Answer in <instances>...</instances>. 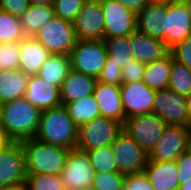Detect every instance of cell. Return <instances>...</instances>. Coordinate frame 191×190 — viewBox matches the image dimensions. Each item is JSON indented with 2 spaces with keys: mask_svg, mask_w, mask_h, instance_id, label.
<instances>
[{
  "mask_svg": "<svg viewBox=\"0 0 191 190\" xmlns=\"http://www.w3.org/2000/svg\"><path fill=\"white\" fill-rule=\"evenodd\" d=\"M54 16L53 4L30 5L20 23L26 36H35Z\"/></svg>",
  "mask_w": 191,
  "mask_h": 190,
  "instance_id": "obj_27",
  "label": "cell"
},
{
  "mask_svg": "<svg viewBox=\"0 0 191 190\" xmlns=\"http://www.w3.org/2000/svg\"><path fill=\"white\" fill-rule=\"evenodd\" d=\"M27 190H67L59 175L27 173Z\"/></svg>",
  "mask_w": 191,
  "mask_h": 190,
  "instance_id": "obj_33",
  "label": "cell"
},
{
  "mask_svg": "<svg viewBox=\"0 0 191 190\" xmlns=\"http://www.w3.org/2000/svg\"><path fill=\"white\" fill-rule=\"evenodd\" d=\"M150 3H162V4H168L176 0H148Z\"/></svg>",
  "mask_w": 191,
  "mask_h": 190,
  "instance_id": "obj_49",
  "label": "cell"
},
{
  "mask_svg": "<svg viewBox=\"0 0 191 190\" xmlns=\"http://www.w3.org/2000/svg\"><path fill=\"white\" fill-rule=\"evenodd\" d=\"M9 141L6 139V137L3 134V131L0 129V149L5 146Z\"/></svg>",
  "mask_w": 191,
  "mask_h": 190,
  "instance_id": "obj_47",
  "label": "cell"
},
{
  "mask_svg": "<svg viewBox=\"0 0 191 190\" xmlns=\"http://www.w3.org/2000/svg\"><path fill=\"white\" fill-rule=\"evenodd\" d=\"M25 98L41 111L61 106L60 89L41 79L37 74L29 75Z\"/></svg>",
  "mask_w": 191,
  "mask_h": 190,
  "instance_id": "obj_18",
  "label": "cell"
},
{
  "mask_svg": "<svg viewBox=\"0 0 191 190\" xmlns=\"http://www.w3.org/2000/svg\"><path fill=\"white\" fill-rule=\"evenodd\" d=\"M96 82L97 78L70 69L60 87L61 104L64 106L67 103L92 95Z\"/></svg>",
  "mask_w": 191,
  "mask_h": 190,
  "instance_id": "obj_23",
  "label": "cell"
},
{
  "mask_svg": "<svg viewBox=\"0 0 191 190\" xmlns=\"http://www.w3.org/2000/svg\"><path fill=\"white\" fill-rule=\"evenodd\" d=\"M19 70L27 75H36L51 53L34 36L19 41Z\"/></svg>",
  "mask_w": 191,
  "mask_h": 190,
  "instance_id": "obj_20",
  "label": "cell"
},
{
  "mask_svg": "<svg viewBox=\"0 0 191 190\" xmlns=\"http://www.w3.org/2000/svg\"><path fill=\"white\" fill-rule=\"evenodd\" d=\"M41 110L25 97L2 103L1 130L8 141L21 142L34 138Z\"/></svg>",
  "mask_w": 191,
  "mask_h": 190,
  "instance_id": "obj_1",
  "label": "cell"
},
{
  "mask_svg": "<svg viewBox=\"0 0 191 190\" xmlns=\"http://www.w3.org/2000/svg\"><path fill=\"white\" fill-rule=\"evenodd\" d=\"M173 57L169 52L162 59L147 63L143 75V82L154 90L166 89L169 85Z\"/></svg>",
  "mask_w": 191,
  "mask_h": 190,
  "instance_id": "obj_25",
  "label": "cell"
},
{
  "mask_svg": "<svg viewBox=\"0 0 191 190\" xmlns=\"http://www.w3.org/2000/svg\"><path fill=\"white\" fill-rule=\"evenodd\" d=\"M185 98H186V104H187V114L189 117V122L191 123V93Z\"/></svg>",
  "mask_w": 191,
  "mask_h": 190,
  "instance_id": "obj_46",
  "label": "cell"
},
{
  "mask_svg": "<svg viewBox=\"0 0 191 190\" xmlns=\"http://www.w3.org/2000/svg\"><path fill=\"white\" fill-rule=\"evenodd\" d=\"M19 42L0 43V70L19 69Z\"/></svg>",
  "mask_w": 191,
  "mask_h": 190,
  "instance_id": "obj_35",
  "label": "cell"
},
{
  "mask_svg": "<svg viewBox=\"0 0 191 190\" xmlns=\"http://www.w3.org/2000/svg\"><path fill=\"white\" fill-rule=\"evenodd\" d=\"M126 8L134 11L136 14L141 11L148 3V0H117Z\"/></svg>",
  "mask_w": 191,
  "mask_h": 190,
  "instance_id": "obj_43",
  "label": "cell"
},
{
  "mask_svg": "<svg viewBox=\"0 0 191 190\" xmlns=\"http://www.w3.org/2000/svg\"><path fill=\"white\" fill-rule=\"evenodd\" d=\"M96 173L118 172L115 155L110 145L87 151Z\"/></svg>",
  "mask_w": 191,
  "mask_h": 190,
  "instance_id": "obj_32",
  "label": "cell"
},
{
  "mask_svg": "<svg viewBox=\"0 0 191 190\" xmlns=\"http://www.w3.org/2000/svg\"><path fill=\"white\" fill-rule=\"evenodd\" d=\"M152 113L158 115L167 125L191 128L186 98L168 88L157 90Z\"/></svg>",
  "mask_w": 191,
  "mask_h": 190,
  "instance_id": "obj_10",
  "label": "cell"
},
{
  "mask_svg": "<svg viewBox=\"0 0 191 190\" xmlns=\"http://www.w3.org/2000/svg\"><path fill=\"white\" fill-rule=\"evenodd\" d=\"M167 124L158 115L148 113L126 118L123 131L149 154L160 139Z\"/></svg>",
  "mask_w": 191,
  "mask_h": 190,
  "instance_id": "obj_7",
  "label": "cell"
},
{
  "mask_svg": "<svg viewBox=\"0 0 191 190\" xmlns=\"http://www.w3.org/2000/svg\"><path fill=\"white\" fill-rule=\"evenodd\" d=\"M95 174L87 152L77 148L69 150L66 164L60 174L67 190L91 189Z\"/></svg>",
  "mask_w": 191,
  "mask_h": 190,
  "instance_id": "obj_8",
  "label": "cell"
},
{
  "mask_svg": "<svg viewBox=\"0 0 191 190\" xmlns=\"http://www.w3.org/2000/svg\"><path fill=\"white\" fill-rule=\"evenodd\" d=\"M93 95L97 101L101 117L115 119L123 124L125 113L121 100L120 86L97 81Z\"/></svg>",
  "mask_w": 191,
  "mask_h": 190,
  "instance_id": "obj_19",
  "label": "cell"
},
{
  "mask_svg": "<svg viewBox=\"0 0 191 190\" xmlns=\"http://www.w3.org/2000/svg\"><path fill=\"white\" fill-rule=\"evenodd\" d=\"M30 6L28 0H0V9L20 18Z\"/></svg>",
  "mask_w": 191,
  "mask_h": 190,
  "instance_id": "obj_42",
  "label": "cell"
},
{
  "mask_svg": "<svg viewBox=\"0 0 191 190\" xmlns=\"http://www.w3.org/2000/svg\"><path fill=\"white\" fill-rule=\"evenodd\" d=\"M1 190H27L25 183L3 187Z\"/></svg>",
  "mask_w": 191,
  "mask_h": 190,
  "instance_id": "obj_44",
  "label": "cell"
},
{
  "mask_svg": "<svg viewBox=\"0 0 191 190\" xmlns=\"http://www.w3.org/2000/svg\"><path fill=\"white\" fill-rule=\"evenodd\" d=\"M104 14V38L130 35L137 27V14L117 0H101Z\"/></svg>",
  "mask_w": 191,
  "mask_h": 190,
  "instance_id": "obj_11",
  "label": "cell"
},
{
  "mask_svg": "<svg viewBox=\"0 0 191 190\" xmlns=\"http://www.w3.org/2000/svg\"><path fill=\"white\" fill-rule=\"evenodd\" d=\"M146 64L133 59L122 69V84L134 81H142Z\"/></svg>",
  "mask_w": 191,
  "mask_h": 190,
  "instance_id": "obj_39",
  "label": "cell"
},
{
  "mask_svg": "<svg viewBox=\"0 0 191 190\" xmlns=\"http://www.w3.org/2000/svg\"><path fill=\"white\" fill-rule=\"evenodd\" d=\"M27 171L21 142L9 141L0 149V184L3 187L23 184Z\"/></svg>",
  "mask_w": 191,
  "mask_h": 190,
  "instance_id": "obj_13",
  "label": "cell"
},
{
  "mask_svg": "<svg viewBox=\"0 0 191 190\" xmlns=\"http://www.w3.org/2000/svg\"><path fill=\"white\" fill-rule=\"evenodd\" d=\"M104 42L108 55L105 63H114L123 69L134 59L129 44V35L104 38Z\"/></svg>",
  "mask_w": 191,
  "mask_h": 190,
  "instance_id": "obj_29",
  "label": "cell"
},
{
  "mask_svg": "<svg viewBox=\"0 0 191 190\" xmlns=\"http://www.w3.org/2000/svg\"><path fill=\"white\" fill-rule=\"evenodd\" d=\"M125 177L120 172L96 173L91 190H123Z\"/></svg>",
  "mask_w": 191,
  "mask_h": 190,
  "instance_id": "obj_34",
  "label": "cell"
},
{
  "mask_svg": "<svg viewBox=\"0 0 191 190\" xmlns=\"http://www.w3.org/2000/svg\"><path fill=\"white\" fill-rule=\"evenodd\" d=\"M191 36V19L185 2L176 0L166 4L164 44L170 49Z\"/></svg>",
  "mask_w": 191,
  "mask_h": 190,
  "instance_id": "obj_16",
  "label": "cell"
},
{
  "mask_svg": "<svg viewBox=\"0 0 191 190\" xmlns=\"http://www.w3.org/2000/svg\"><path fill=\"white\" fill-rule=\"evenodd\" d=\"M188 151H189V153H191V132H190V137H189V141H188Z\"/></svg>",
  "mask_w": 191,
  "mask_h": 190,
  "instance_id": "obj_51",
  "label": "cell"
},
{
  "mask_svg": "<svg viewBox=\"0 0 191 190\" xmlns=\"http://www.w3.org/2000/svg\"><path fill=\"white\" fill-rule=\"evenodd\" d=\"M73 122L81 125L100 117V111L94 95H89L81 100H76L64 105Z\"/></svg>",
  "mask_w": 191,
  "mask_h": 190,
  "instance_id": "obj_28",
  "label": "cell"
},
{
  "mask_svg": "<svg viewBox=\"0 0 191 190\" xmlns=\"http://www.w3.org/2000/svg\"><path fill=\"white\" fill-rule=\"evenodd\" d=\"M107 56L104 40H77L69 54L71 69L98 78Z\"/></svg>",
  "mask_w": 191,
  "mask_h": 190,
  "instance_id": "obj_5",
  "label": "cell"
},
{
  "mask_svg": "<svg viewBox=\"0 0 191 190\" xmlns=\"http://www.w3.org/2000/svg\"><path fill=\"white\" fill-rule=\"evenodd\" d=\"M121 100L125 119L152 113L157 90L151 89L143 81L120 85Z\"/></svg>",
  "mask_w": 191,
  "mask_h": 190,
  "instance_id": "obj_15",
  "label": "cell"
},
{
  "mask_svg": "<svg viewBox=\"0 0 191 190\" xmlns=\"http://www.w3.org/2000/svg\"><path fill=\"white\" fill-rule=\"evenodd\" d=\"M25 37L20 18L0 9V43L19 42Z\"/></svg>",
  "mask_w": 191,
  "mask_h": 190,
  "instance_id": "obj_30",
  "label": "cell"
},
{
  "mask_svg": "<svg viewBox=\"0 0 191 190\" xmlns=\"http://www.w3.org/2000/svg\"><path fill=\"white\" fill-rule=\"evenodd\" d=\"M84 2L85 0H53L54 15L73 23Z\"/></svg>",
  "mask_w": 191,
  "mask_h": 190,
  "instance_id": "obj_36",
  "label": "cell"
},
{
  "mask_svg": "<svg viewBox=\"0 0 191 190\" xmlns=\"http://www.w3.org/2000/svg\"><path fill=\"white\" fill-rule=\"evenodd\" d=\"M97 81L104 84L117 85L122 84V69L114 63H105Z\"/></svg>",
  "mask_w": 191,
  "mask_h": 190,
  "instance_id": "obj_38",
  "label": "cell"
},
{
  "mask_svg": "<svg viewBox=\"0 0 191 190\" xmlns=\"http://www.w3.org/2000/svg\"><path fill=\"white\" fill-rule=\"evenodd\" d=\"M110 146L116 158L118 172L124 175L143 172L148 154L124 131Z\"/></svg>",
  "mask_w": 191,
  "mask_h": 190,
  "instance_id": "obj_9",
  "label": "cell"
},
{
  "mask_svg": "<svg viewBox=\"0 0 191 190\" xmlns=\"http://www.w3.org/2000/svg\"><path fill=\"white\" fill-rule=\"evenodd\" d=\"M27 173L61 174L70 149L51 145L36 138L21 141Z\"/></svg>",
  "mask_w": 191,
  "mask_h": 190,
  "instance_id": "obj_3",
  "label": "cell"
},
{
  "mask_svg": "<svg viewBox=\"0 0 191 190\" xmlns=\"http://www.w3.org/2000/svg\"><path fill=\"white\" fill-rule=\"evenodd\" d=\"M168 89L184 97L191 93V70L177 61H172Z\"/></svg>",
  "mask_w": 191,
  "mask_h": 190,
  "instance_id": "obj_31",
  "label": "cell"
},
{
  "mask_svg": "<svg viewBox=\"0 0 191 190\" xmlns=\"http://www.w3.org/2000/svg\"><path fill=\"white\" fill-rule=\"evenodd\" d=\"M185 2L186 8L188 10V14L190 16L191 19V0H183Z\"/></svg>",
  "mask_w": 191,
  "mask_h": 190,
  "instance_id": "obj_50",
  "label": "cell"
},
{
  "mask_svg": "<svg viewBox=\"0 0 191 190\" xmlns=\"http://www.w3.org/2000/svg\"><path fill=\"white\" fill-rule=\"evenodd\" d=\"M143 172L154 190H177L179 188L176 160H148Z\"/></svg>",
  "mask_w": 191,
  "mask_h": 190,
  "instance_id": "obj_22",
  "label": "cell"
},
{
  "mask_svg": "<svg viewBox=\"0 0 191 190\" xmlns=\"http://www.w3.org/2000/svg\"><path fill=\"white\" fill-rule=\"evenodd\" d=\"M30 5L53 4V0H28Z\"/></svg>",
  "mask_w": 191,
  "mask_h": 190,
  "instance_id": "obj_45",
  "label": "cell"
},
{
  "mask_svg": "<svg viewBox=\"0 0 191 190\" xmlns=\"http://www.w3.org/2000/svg\"><path fill=\"white\" fill-rule=\"evenodd\" d=\"M29 75L21 70H0V103L25 97Z\"/></svg>",
  "mask_w": 191,
  "mask_h": 190,
  "instance_id": "obj_24",
  "label": "cell"
},
{
  "mask_svg": "<svg viewBox=\"0 0 191 190\" xmlns=\"http://www.w3.org/2000/svg\"><path fill=\"white\" fill-rule=\"evenodd\" d=\"M129 44L134 59L145 64L162 59L170 52L163 41L149 37L137 29L129 35Z\"/></svg>",
  "mask_w": 191,
  "mask_h": 190,
  "instance_id": "obj_17",
  "label": "cell"
},
{
  "mask_svg": "<svg viewBox=\"0 0 191 190\" xmlns=\"http://www.w3.org/2000/svg\"><path fill=\"white\" fill-rule=\"evenodd\" d=\"M191 128L167 125L162 136L148 154V160L175 161L188 151Z\"/></svg>",
  "mask_w": 191,
  "mask_h": 190,
  "instance_id": "obj_12",
  "label": "cell"
},
{
  "mask_svg": "<svg viewBox=\"0 0 191 190\" xmlns=\"http://www.w3.org/2000/svg\"><path fill=\"white\" fill-rule=\"evenodd\" d=\"M123 131V124L108 117H97L78 127L76 148L91 151L111 145Z\"/></svg>",
  "mask_w": 191,
  "mask_h": 190,
  "instance_id": "obj_4",
  "label": "cell"
},
{
  "mask_svg": "<svg viewBox=\"0 0 191 190\" xmlns=\"http://www.w3.org/2000/svg\"><path fill=\"white\" fill-rule=\"evenodd\" d=\"M123 190H154L144 172L126 175Z\"/></svg>",
  "mask_w": 191,
  "mask_h": 190,
  "instance_id": "obj_40",
  "label": "cell"
},
{
  "mask_svg": "<svg viewBox=\"0 0 191 190\" xmlns=\"http://www.w3.org/2000/svg\"><path fill=\"white\" fill-rule=\"evenodd\" d=\"M34 38L51 54L69 55L77 42L73 23L54 16Z\"/></svg>",
  "mask_w": 191,
  "mask_h": 190,
  "instance_id": "obj_6",
  "label": "cell"
},
{
  "mask_svg": "<svg viewBox=\"0 0 191 190\" xmlns=\"http://www.w3.org/2000/svg\"><path fill=\"white\" fill-rule=\"evenodd\" d=\"M177 190H191V180L179 186Z\"/></svg>",
  "mask_w": 191,
  "mask_h": 190,
  "instance_id": "obj_48",
  "label": "cell"
},
{
  "mask_svg": "<svg viewBox=\"0 0 191 190\" xmlns=\"http://www.w3.org/2000/svg\"><path fill=\"white\" fill-rule=\"evenodd\" d=\"M78 127L65 106L41 111L39 127L34 138L66 149L76 148Z\"/></svg>",
  "mask_w": 191,
  "mask_h": 190,
  "instance_id": "obj_2",
  "label": "cell"
},
{
  "mask_svg": "<svg viewBox=\"0 0 191 190\" xmlns=\"http://www.w3.org/2000/svg\"><path fill=\"white\" fill-rule=\"evenodd\" d=\"M169 50L175 61L191 70V36L176 43Z\"/></svg>",
  "mask_w": 191,
  "mask_h": 190,
  "instance_id": "obj_37",
  "label": "cell"
},
{
  "mask_svg": "<svg viewBox=\"0 0 191 190\" xmlns=\"http://www.w3.org/2000/svg\"><path fill=\"white\" fill-rule=\"evenodd\" d=\"M179 186L191 180V153L186 151L176 159Z\"/></svg>",
  "mask_w": 191,
  "mask_h": 190,
  "instance_id": "obj_41",
  "label": "cell"
},
{
  "mask_svg": "<svg viewBox=\"0 0 191 190\" xmlns=\"http://www.w3.org/2000/svg\"><path fill=\"white\" fill-rule=\"evenodd\" d=\"M78 40H104V14L100 1L86 0L73 22Z\"/></svg>",
  "mask_w": 191,
  "mask_h": 190,
  "instance_id": "obj_14",
  "label": "cell"
},
{
  "mask_svg": "<svg viewBox=\"0 0 191 190\" xmlns=\"http://www.w3.org/2000/svg\"><path fill=\"white\" fill-rule=\"evenodd\" d=\"M1 122H2V103H0V129H1Z\"/></svg>",
  "mask_w": 191,
  "mask_h": 190,
  "instance_id": "obj_52",
  "label": "cell"
},
{
  "mask_svg": "<svg viewBox=\"0 0 191 190\" xmlns=\"http://www.w3.org/2000/svg\"><path fill=\"white\" fill-rule=\"evenodd\" d=\"M70 69L69 55L51 54V56L43 63L37 75L47 83L60 89Z\"/></svg>",
  "mask_w": 191,
  "mask_h": 190,
  "instance_id": "obj_26",
  "label": "cell"
},
{
  "mask_svg": "<svg viewBox=\"0 0 191 190\" xmlns=\"http://www.w3.org/2000/svg\"><path fill=\"white\" fill-rule=\"evenodd\" d=\"M166 4L148 3L137 13L136 29L164 43Z\"/></svg>",
  "mask_w": 191,
  "mask_h": 190,
  "instance_id": "obj_21",
  "label": "cell"
}]
</instances>
